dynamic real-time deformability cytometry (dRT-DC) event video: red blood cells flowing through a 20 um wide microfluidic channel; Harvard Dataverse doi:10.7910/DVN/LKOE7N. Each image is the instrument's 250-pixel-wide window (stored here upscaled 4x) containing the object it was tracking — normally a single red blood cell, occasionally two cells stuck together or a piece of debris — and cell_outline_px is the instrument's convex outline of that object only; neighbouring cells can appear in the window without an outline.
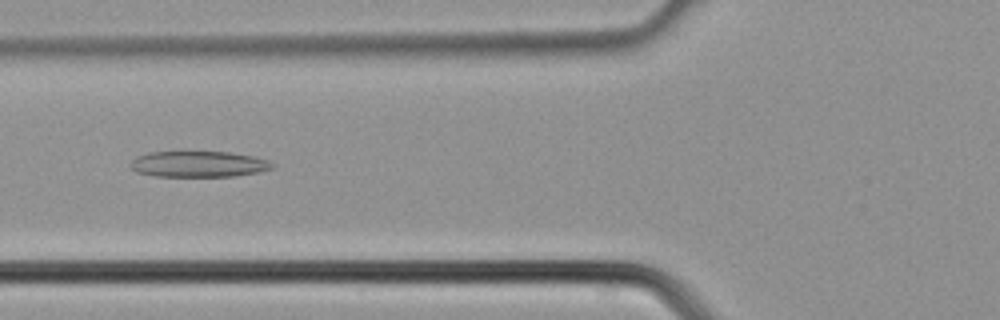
{"species": "common noctule bat (a hibernating species)", "species_latin": "Nyctalus noctula", "temperature_condition": "cold", "stored_images_in_passage": 4, "camera_frame_rate_fps": 3000, "um_per_image_px": 0.085, "animal": {"sex": "male", "body_mass_g": 21.5, "forearm_length_mm": 52.0}, "frame": {"image": 1, "passage_image": 4, "time_ms": 1.0, "image_size_px": [1000, 320], "cell_outline_px": [[276, 168], [260, 172], [236, 176], [156, 176], [136, 172], [132, 168], [132, 160], [136, 156], [148, 152], [180, 148], [228, 152], [252, 156], [268, 160], [276, 164]], "centroid_in_image_um": [16.88, 13.89], "position_along_channel_um": 108.9, "area_um2": 22.66}}